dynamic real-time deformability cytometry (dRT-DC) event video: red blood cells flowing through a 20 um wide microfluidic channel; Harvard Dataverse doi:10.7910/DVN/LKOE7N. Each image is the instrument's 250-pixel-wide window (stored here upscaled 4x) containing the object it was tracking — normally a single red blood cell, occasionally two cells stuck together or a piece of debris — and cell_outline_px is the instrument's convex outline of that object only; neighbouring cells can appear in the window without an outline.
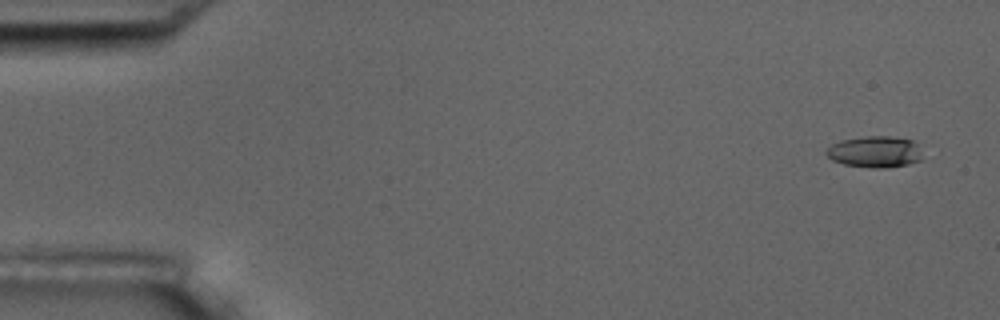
{"species": "common noctule bat (a hibernating species)", "species_latin": "Nyctalus noctula", "temperature_condition": "room temperature", "stored_images_in_passage": 4, "camera_frame_rate_fps": 3000, "um_per_image_px": 0.085, "animal": {"sex": "male", "body_mass_g": 17.5, "forearm_length_mm": 52.3}, "frame": {"image": 1, "passage_image": 1, "time_ms": 0.0, "image_size_px": [1000, 320], "cell_outline_px": [[920, 160], [908, 164], [884, 168], [868, 168], [844, 164], [832, 160], [824, 152], [832, 144], [840, 140], [868, 136], [888, 136], [912, 140], [916, 144], [920, 152]], "centroid_in_image_um": [74.32, 12.91], "position_along_channel_um": 10.7, "area_um2": 17.46}}